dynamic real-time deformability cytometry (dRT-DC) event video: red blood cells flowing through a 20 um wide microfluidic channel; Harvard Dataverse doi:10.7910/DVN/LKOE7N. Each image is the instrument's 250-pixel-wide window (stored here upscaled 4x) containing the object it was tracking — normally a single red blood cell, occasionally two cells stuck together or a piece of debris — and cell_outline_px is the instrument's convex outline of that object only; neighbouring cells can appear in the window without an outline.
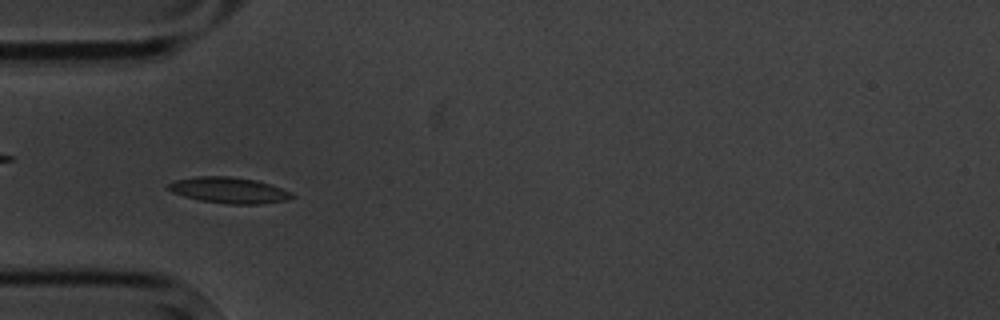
{"species": "common noctule bat (a hibernating species)", "species_latin": "Nyctalus noctula", "temperature_condition": "cold", "stored_images_in_passage": 6, "camera_frame_rate_fps": 3000, "um_per_image_px": 0.085, "animal": {"sex": "male", "body_mass_g": 20.1, "forearm_length_mm": 53.5}, "frame": {"image": 1, "passage_image": 5, "time_ms": 5.667, "image_size_px": [1000, 320], "cell_outline_px": [[296, 196], [284, 200], [260, 204], [228, 204], [200, 200], [184, 196], [172, 192], [164, 188], [172, 180], [196, 176], [228, 176], [256, 180], [292, 192]], "centroid_in_image_um": [19.4, 16.16], "position_along_channel_um": 65.6, "area_um2": 18.73}}
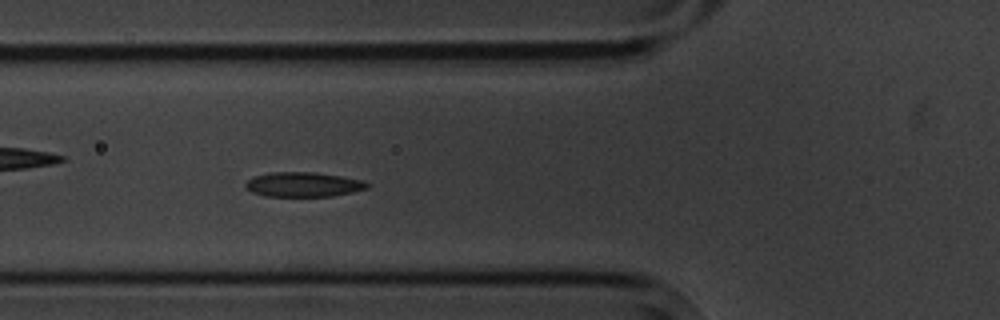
{"frame": {"image": 2, "passage_image": 6, "time_ms": 6.667, "image_size_px": [1000, 320], "cell_outline_px": [[372, 184], [368, 188], [352, 192], [332, 196], [264, 196], [252, 192], [244, 188], [244, 184], [248, 180], [256, 176], [272, 172], [316, 172], [364, 180]], "centroid_in_image_um": [25.81, 15.68], "position_along_channel_um": 100.0, "area_um2": 17.57}}